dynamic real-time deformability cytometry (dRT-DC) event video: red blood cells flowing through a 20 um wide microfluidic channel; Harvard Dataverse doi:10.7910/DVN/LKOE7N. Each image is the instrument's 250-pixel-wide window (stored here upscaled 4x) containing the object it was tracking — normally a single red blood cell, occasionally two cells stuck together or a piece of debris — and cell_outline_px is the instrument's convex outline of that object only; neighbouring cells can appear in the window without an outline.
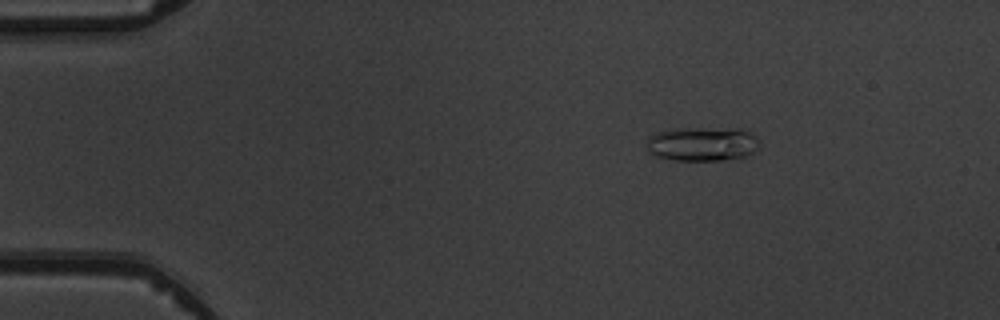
{"species": "common noctule bat (a hibernating species)", "species_latin": "Nyctalus noctula", "temperature_condition": "warm", "stored_images_in_passage": 4, "camera_frame_rate_fps": 3000, "um_per_image_px": 0.085, "animal": {"sex": "male", "body_mass_g": 19.5, "forearm_length_mm": 54.6}, "frame": {"image": 1, "passage_image": 2, "time_ms": 2.0, "image_size_px": [1000, 320], "cell_outline_px": [[760, 148], [744, 156], [720, 160], [676, 160], [656, 156], [648, 148], [648, 136], [656, 132], [736, 128], [752, 132], [760, 144]], "centroid_in_image_um": [59.77, 12.26], "position_along_channel_um": 25.2, "area_um2": 21.56}}